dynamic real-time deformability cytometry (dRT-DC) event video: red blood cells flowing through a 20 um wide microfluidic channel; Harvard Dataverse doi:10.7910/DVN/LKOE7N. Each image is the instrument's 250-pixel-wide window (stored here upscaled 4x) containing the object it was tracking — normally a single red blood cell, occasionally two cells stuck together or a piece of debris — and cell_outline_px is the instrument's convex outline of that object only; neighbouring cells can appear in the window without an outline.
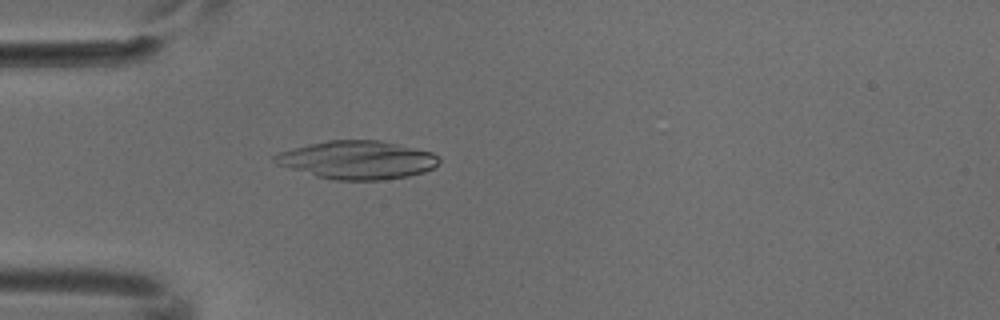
{"species": "common noctule bat (a hibernating species)", "species_latin": "Nyctalus noctula", "temperature_condition": "cold", "stored_images_in_passage": 2, "camera_frame_rate_fps": 3000, "um_per_image_px": 0.085, "animal": {"sex": "male", "body_mass_g": 18.8}, "frame": {"image": 1, "passage_image": 2, "time_ms": 0.333, "image_size_px": [1000, 320], "cell_outline_px": [[440, 160], [432, 168], [424, 172], [408, 176], [384, 180], [336, 180], [316, 176], [276, 164], [272, 160], [272, 156], [280, 152], [328, 140], [380, 140], [432, 152], [440, 156]], "centroid_in_image_um": [30.39, 13.6], "position_along_channel_um": 54.6, "area_um2": 36.36}}